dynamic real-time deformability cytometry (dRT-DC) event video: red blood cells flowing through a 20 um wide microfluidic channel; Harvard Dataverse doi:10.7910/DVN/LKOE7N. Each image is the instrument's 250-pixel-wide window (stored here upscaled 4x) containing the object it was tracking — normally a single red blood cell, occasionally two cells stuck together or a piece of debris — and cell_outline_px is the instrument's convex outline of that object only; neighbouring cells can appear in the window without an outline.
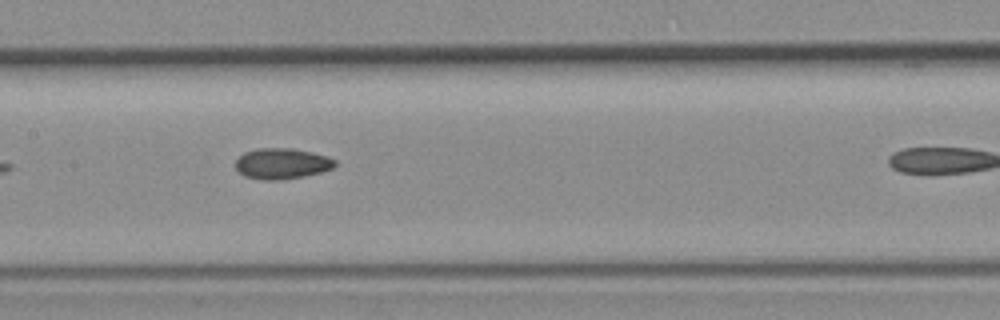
{"species": "common noctule bat (a hibernating species)", "species_latin": "Nyctalus noctula", "temperature_condition": "room temperature", "stored_images_in_passage": 7, "camera_frame_rate_fps": 3000, "um_per_image_px": 0.085, "animal": {"sex": "female", "body_mass_g": 19.3, "forearm_length_mm": 54.1}, "frame": {"image": 1, "passage_image": 6, "time_ms": 1.667, "image_size_px": [1000, 320], "cell_outline_px": [[336, 164], [332, 168], [320, 172], [304, 176], [280, 180], [264, 180], [244, 176], [236, 168], [236, 160], [244, 152], [256, 148], [292, 148], [312, 152], [328, 156], [336, 160]], "centroid_in_image_um": [23.96, 13.9], "position_along_channel_um": 183.4, "area_um2": 17.86}}